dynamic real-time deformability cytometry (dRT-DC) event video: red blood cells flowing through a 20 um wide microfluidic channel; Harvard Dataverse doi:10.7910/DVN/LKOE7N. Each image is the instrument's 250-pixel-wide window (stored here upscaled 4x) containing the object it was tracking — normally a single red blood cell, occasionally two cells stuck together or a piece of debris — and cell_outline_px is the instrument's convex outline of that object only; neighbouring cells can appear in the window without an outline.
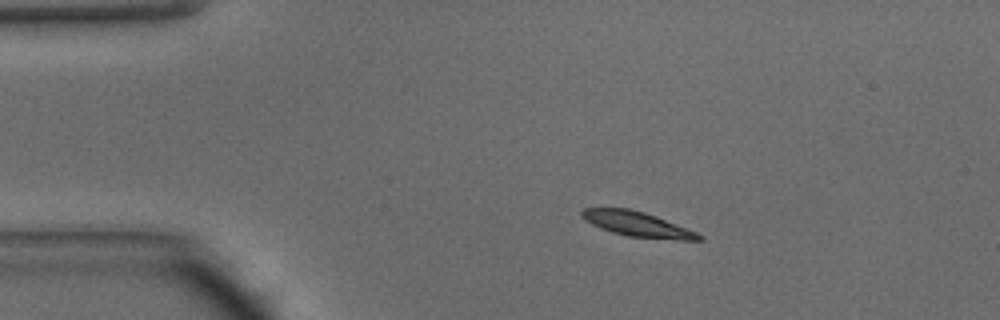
{"species": "common noctule bat (a hibernating species)", "species_latin": "Nyctalus noctula", "temperature_condition": "warm", "stored_images_in_passage": 40, "camera_frame_rate_fps": 3000, "um_per_image_px": 0.085, "animal": {"sex": "male", "body_mass_g": 15.6}, "frame": {"image": 1, "passage_image": 1, "time_ms": 0.0, "image_size_px": [1000, 320], "cell_outline_px": [[704, 240], [680, 240], [628, 236], [612, 232], [600, 228], [584, 220], [580, 216], [580, 212], [584, 208], [628, 208], [644, 212], [656, 216], [696, 232], [704, 236]], "centroid_in_image_um": [54.15, 19.05], "position_along_channel_um": 30.8, "area_um2": 16.94}}
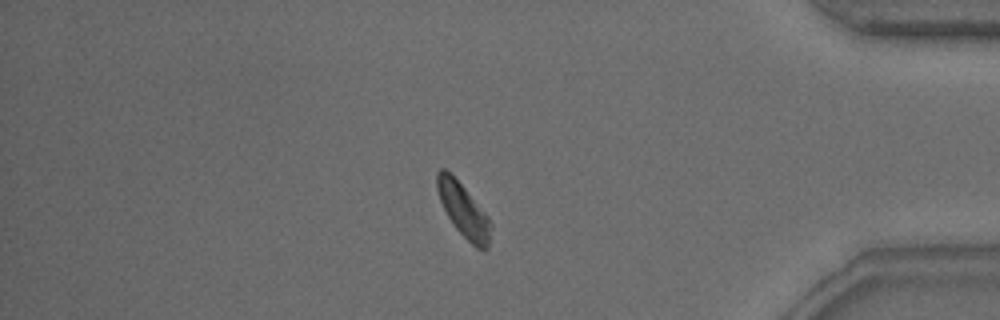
{"frame": {"image": 2, "passage_image": 33, "time_ms": 10.667, "image_size_px": [1000, 320], "cell_outline_px": [[492, 228], [488, 248], [484, 252], [476, 248], [452, 224], [440, 200], [436, 188], [436, 172], [440, 168], [444, 168], [464, 188], [488, 216], [492, 224]], "centroid_in_image_um": [39.41, 17.91], "position_along_channel_um": 395.8, "area_um2": 16.59}}
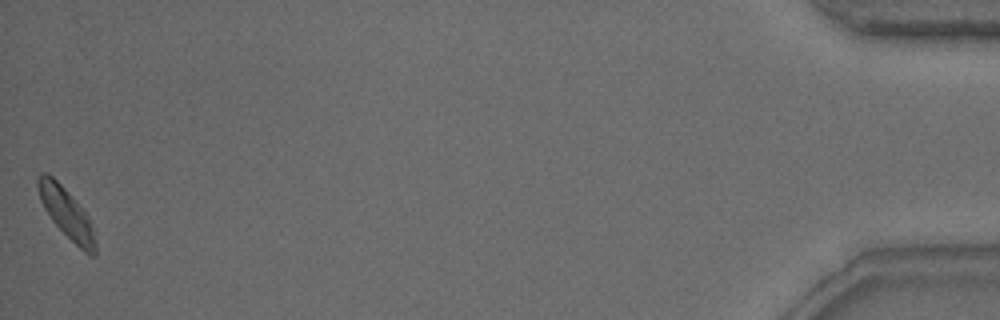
{"frame": {"image": 3, "passage_image": 40, "time_ms": 13.0, "image_size_px": [1000, 320], "cell_outline_px": [[96, 256], [92, 256], [84, 252], [52, 220], [44, 208], [40, 200], [36, 184], [36, 176], [40, 172], [44, 172], [52, 176], [64, 188], [88, 216], [92, 228], [96, 244]], "centroid_in_image_um": [5.62, 18.09], "position_along_channel_um": 429.6, "area_um2": 16.36}, "authors_computed_cell_mechanics": {"area_um2": 17.0799, "velocity_mm_per_s": 4.1812, "shape_relaxation_time_tau1_ms": 1.5761, "shape_relaxation_time_tau2_ms": null, "deformation_change_tau1": 0.1163, "deformation_change_tau2": null}}